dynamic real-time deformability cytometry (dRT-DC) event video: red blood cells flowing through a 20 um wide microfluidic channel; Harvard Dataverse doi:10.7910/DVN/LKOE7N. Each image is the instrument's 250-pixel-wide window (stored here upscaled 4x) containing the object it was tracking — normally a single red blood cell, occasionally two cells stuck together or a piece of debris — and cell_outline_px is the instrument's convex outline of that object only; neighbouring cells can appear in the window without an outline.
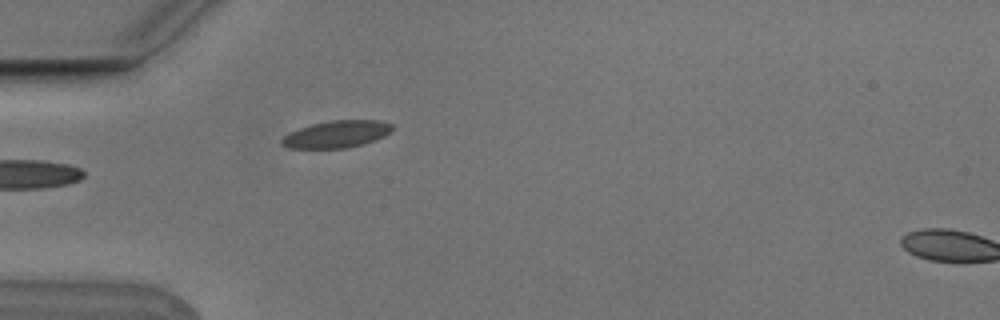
{"species": "Egyptian fruit bat (a non-hibernating species)", "species_latin": "Rousettus aegyptiacus", "temperature_condition": "cold", "stored_images_in_passage": 6, "segment_of_instrument_passage": [1, 2], "camera_frame_rate_fps": 3000, "um_per_image_px": 0.085, "animal": {"sex": "male"}, "frame": {"image": 1, "passage_image": 5, "time_ms": 1.333, "image_size_px": [1000, 320], "cell_outline_px": [[392, 132], [376, 140], [364, 144], [348, 148], [288, 148], [280, 144], [280, 140], [284, 136], [300, 128], [312, 124], [328, 120], [380, 120], [392, 124]], "centroid_in_image_um": [28.64, 11.41], "position_along_channel_um": 56.4, "area_um2": 17.57}}